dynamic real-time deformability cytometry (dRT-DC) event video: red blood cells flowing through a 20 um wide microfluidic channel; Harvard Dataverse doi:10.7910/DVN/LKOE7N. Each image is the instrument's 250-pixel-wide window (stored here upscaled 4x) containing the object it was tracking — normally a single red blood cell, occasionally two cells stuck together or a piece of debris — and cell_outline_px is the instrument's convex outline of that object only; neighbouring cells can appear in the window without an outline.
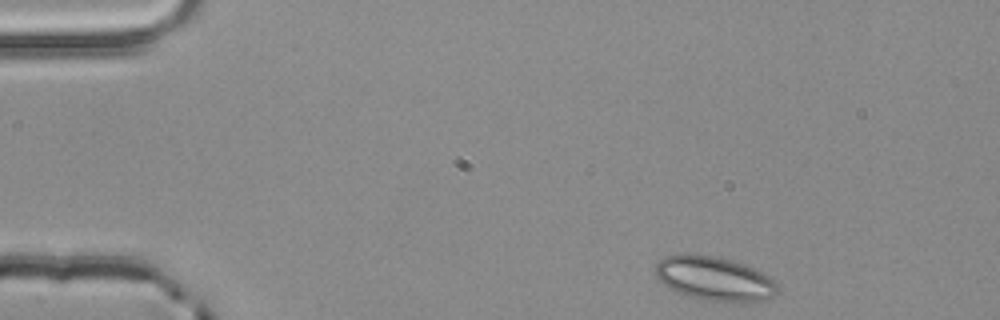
{"species": "common noctule bat (a hibernating species)", "species_latin": "Nyctalus noctula", "temperature_condition": "room temperature", "stored_images_in_passage": 48, "camera_frame_rate_fps": 3000, "um_per_image_px": 0.085, "animal": {"sex": "male", "body_mass_g": 20.4}, "frame": {"image": 1, "passage_image": 1, "time_ms": 0.0, "image_size_px": [1000, 320], "cell_outline_px": [[776, 296], [764, 300], [704, 300], [688, 296], [676, 292], [668, 288], [656, 276], [656, 264], [664, 256], [676, 252], [716, 256], [732, 260], [744, 264], [768, 276], [776, 284]], "centroid_in_image_um": [60.64, 23.64], "position_along_channel_um": 24.4, "area_um2": 31.04}}
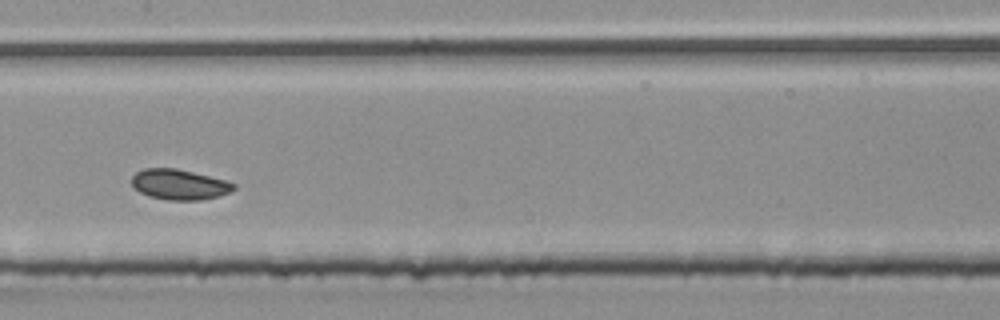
{"frame": {"image": 2, "passage_image": 21, "time_ms": 6.667, "image_size_px": [1000, 320], "cell_outline_px": [[236, 188], [220, 196], [200, 200], [168, 200], [148, 196], [140, 192], [132, 184], [132, 176], [136, 172], [144, 168], [176, 168], [228, 180], [236, 184]], "centroid_in_image_um": [15.27, 15.68], "position_along_channel_um": 192.1, "area_um2": 18.15}}
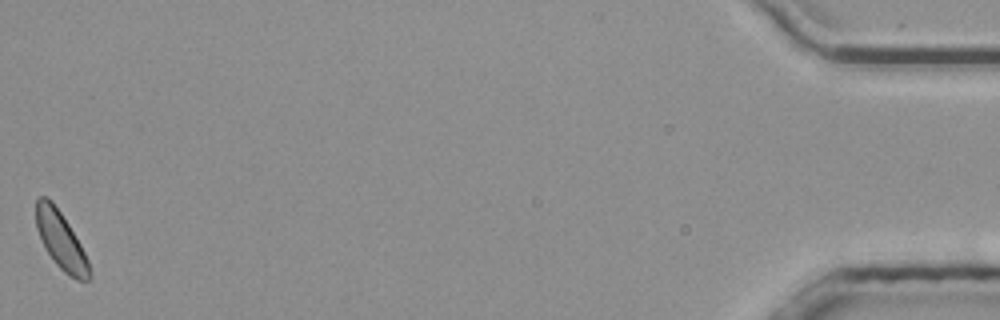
{"frame": {"image": 3, "passage_image": 48, "time_ms": 15.667, "image_size_px": [1000, 320], "cell_outline_px": [[92, 276], [88, 280], [76, 280], [64, 272], [56, 264], [44, 248], [36, 228], [36, 200], [40, 196], [44, 196], [52, 200], [68, 224], [80, 244], [88, 260], [92, 272]], "centroid_in_image_um": [5.17, 20.46], "position_along_channel_um": 430.0, "area_um2": 17.8}, "authors_computed_cell_mechanics": {"area_um2": 18.207, "velocity_mm_per_s": 3.7823, "shape_relaxation_time_tau1_ms": 3.5886, "shape_relaxation_time_tau2_ms": 10.8171, "deformation_change_tau1": 0.0576, "deformation_change_tau2": 0.1069}}